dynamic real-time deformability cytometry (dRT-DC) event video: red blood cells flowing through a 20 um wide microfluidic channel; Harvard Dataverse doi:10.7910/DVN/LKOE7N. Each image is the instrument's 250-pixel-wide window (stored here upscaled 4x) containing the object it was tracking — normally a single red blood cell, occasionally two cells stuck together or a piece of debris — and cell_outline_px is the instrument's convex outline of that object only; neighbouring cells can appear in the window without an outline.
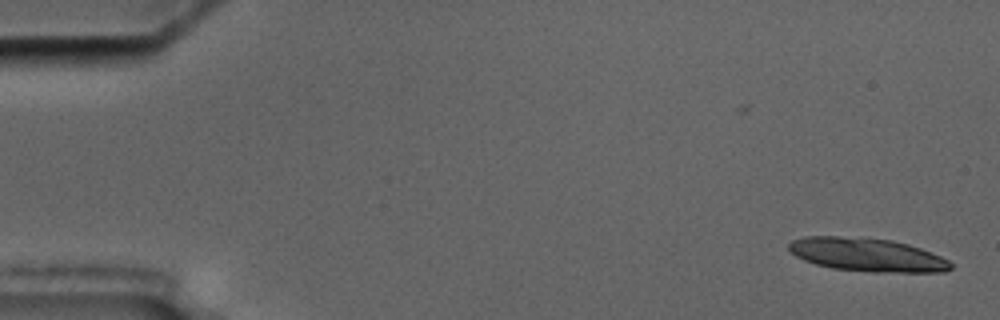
{"species": "common noctule bat (a hibernating species)", "species_latin": "Nyctalus noctula", "temperature_condition": "cold", "stored_images_in_passage": 2, "camera_frame_rate_fps": 3000, "um_per_image_px": 0.085, "animal": {"sex": "male", "body_mass_g": 17.5, "forearm_length_mm": 52.3}, "frame": {"image": 1, "passage_image": 1, "time_ms": 0.0, "image_size_px": [1000, 320], "cell_outline_px": [[952, 268], [944, 272], [876, 272], [832, 268], [816, 264], [804, 260], [796, 256], [788, 248], [788, 244], [792, 240], [804, 236], [840, 236], [892, 240], [908, 244], [920, 248], [940, 256], [948, 260], [952, 264]], "centroid_in_image_um": [73.7, 21.65], "position_along_channel_um": 11.3, "area_um2": 31.39}}